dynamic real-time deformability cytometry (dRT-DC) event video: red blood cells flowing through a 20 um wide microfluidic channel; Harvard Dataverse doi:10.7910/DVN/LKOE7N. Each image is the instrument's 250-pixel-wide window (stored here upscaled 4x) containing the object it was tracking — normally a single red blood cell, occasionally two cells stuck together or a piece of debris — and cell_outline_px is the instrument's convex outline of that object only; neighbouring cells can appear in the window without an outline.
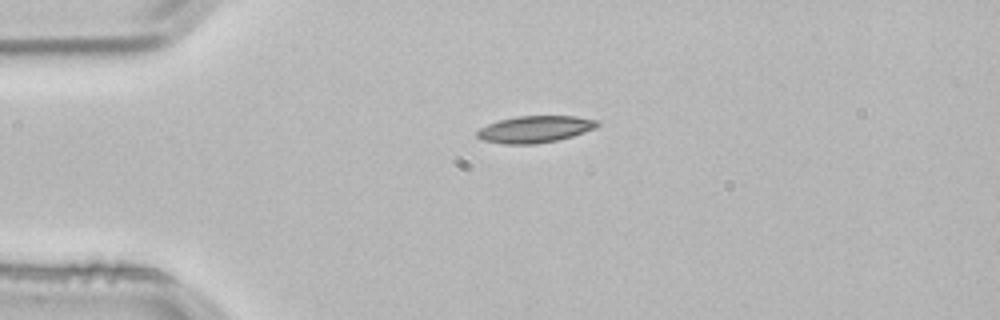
{"species": "common noctule bat (a hibernating species)", "species_latin": "Nyctalus noctula", "temperature_condition": "room temperature", "stored_images_in_passage": 4, "camera_frame_rate_fps": 3000, "um_per_image_px": 0.085, "animal": {"sex": "male", "body_mass_g": 21.5, "forearm_length_mm": 52.0}, "frame": {"image": 1, "passage_image": 4, "time_ms": 1.0, "image_size_px": [1000, 320], "cell_outline_px": [[600, 124], [596, 128], [572, 136], [556, 140], [536, 144], [504, 144], [484, 140], [476, 136], [476, 132], [480, 128], [488, 124], [500, 120], [516, 116], [576, 116], [600, 120]], "centroid_in_image_um": [45.5, 10.98], "position_along_channel_um": 39.5, "area_um2": 18.79}}